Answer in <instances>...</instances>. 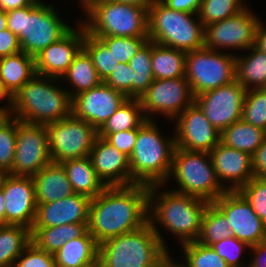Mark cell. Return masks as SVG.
<instances>
[{
  "instance_id": "cell-1",
  "label": "cell",
  "mask_w": 266,
  "mask_h": 267,
  "mask_svg": "<svg viewBox=\"0 0 266 267\" xmlns=\"http://www.w3.org/2000/svg\"><path fill=\"white\" fill-rule=\"evenodd\" d=\"M149 186L106 187L92 198L88 231L95 241H103L142 228L148 223Z\"/></svg>"
},
{
  "instance_id": "cell-2",
  "label": "cell",
  "mask_w": 266,
  "mask_h": 267,
  "mask_svg": "<svg viewBox=\"0 0 266 267\" xmlns=\"http://www.w3.org/2000/svg\"><path fill=\"white\" fill-rule=\"evenodd\" d=\"M160 186L162 187V185H151L148 191V223L156 232L160 242L166 249L168 248L162 234L157 230V224L174 233L181 244L196 241L200 234L202 217L209 202L172 190L157 195V188Z\"/></svg>"
},
{
  "instance_id": "cell-3",
  "label": "cell",
  "mask_w": 266,
  "mask_h": 267,
  "mask_svg": "<svg viewBox=\"0 0 266 267\" xmlns=\"http://www.w3.org/2000/svg\"><path fill=\"white\" fill-rule=\"evenodd\" d=\"M44 79V80H43ZM58 78L34 75L11 98L8 114L31 124L56 122L71 114L68 90L53 85Z\"/></svg>"
},
{
  "instance_id": "cell-4",
  "label": "cell",
  "mask_w": 266,
  "mask_h": 267,
  "mask_svg": "<svg viewBox=\"0 0 266 267\" xmlns=\"http://www.w3.org/2000/svg\"><path fill=\"white\" fill-rule=\"evenodd\" d=\"M155 121L146 120L139 128L129 156L131 185H164L172 167L175 138H164Z\"/></svg>"
},
{
  "instance_id": "cell-5",
  "label": "cell",
  "mask_w": 266,
  "mask_h": 267,
  "mask_svg": "<svg viewBox=\"0 0 266 267\" xmlns=\"http://www.w3.org/2000/svg\"><path fill=\"white\" fill-rule=\"evenodd\" d=\"M6 15L7 29L18 37L21 51L33 57L72 29L59 18L53 5L40 0Z\"/></svg>"
},
{
  "instance_id": "cell-6",
  "label": "cell",
  "mask_w": 266,
  "mask_h": 267,
  "mask_svg": "<svg viewBox=\"0 0 266 267\" xmlns=\"http://www.w3.org/2000/svg\"><path fill=\"white\" fill-rule=\"evenodd\" d=\"M167 255L168 249L147 223L100 243L98 263L100 267H156Z\"/></svg>"
},
{
  "instance_id": "cell-7",
  "label": "cell",
  "mask_w": 266,
  "mask_h": 267,
  "mask_svg": "<svg viewBox=\"0 0 266 267\" xmlns=\"http://www.w3.org/2000/svg\"><path fill=\"white\" fill-rule=\"evenodd\" d=\"M193 15L198 20H193ZM148 38L153 43L189 52L204 47V25L198 14L172 10L154 0L148 7Z\"/></svg>"
},
{
  "instance_id": "cell-8",
  "label": "cell",
  "mask_w": 266,
  "mask_h": 267,
  "mask_svg": "<svg viewBox=\"0 0 266 267\" xmlns=\"http://www.w3.org/2000/svg\"><path fill=\"white\" fill-rule=\"evenodd\" d=\"M172 176L179 186L172 191L195 196L209 203L227 191L217 179L210 152L189 151L176 147L169 174V177Z\"/></svg>"
},
{
  "instance_id": "cell-9",
  "label": "cell",
  "mask_w": 266,
  "mask_h": 267,
  "mask_svg": "<svg viewBox=\"0 0 266 267\" xmlns=\"http://www.w3.org/2000/svg\"><path fill=\"white\" fill-rule=\"evenodd\" d=\"M88 21L81 22L93 36H148L146 6L101 0L86 12Z\"/></svg>"
},
{
  "instance_id": "cell-10",
  "label": "cell",
  "mask_w": 266,
  "mask_h": 267,
  "mask_svg": "<svg viewBox=\"0 0 266 267\" xmlns=\"http://www.w3.org/2000/svg\"><path fill=\"white\" fill-rule=\"evenodd\" d=\"M209 48L186 52L185 77L193 96L235 80L236 56Z\"/></svg>"
},
{
  "instance_id": "cell-11",
  "label": "cell",
  "mask_w": 266,
  "mask_h": 267,
  "mask_svg": "<svg viewBox=\"0 0 266 267\" xmlns=\"http://www.w3.org/2000/svg\"><path fill=\"white\" fill-rule=\"evenodd\" d=\"M51 160L62 163L89 156L98 131L72 113L59 121L44 124Z\"/></svg>"
},
{
  "instance_id": "cell-12",
  "label": "cell",
  "mask_w": 266,
  "mask_h": 267,
  "mask_svg": "<svg viewBox=\"0 0 266 267\" xmlns=\"http://www.w3.org/2000/svg\"><path fill=\"white\" fill-rule=\"evenodd\" d=\"M51 162L44 125L23 122L17 118L15 157L8 174L32 177Z\"/></svg>"
},
{
  "instance_id": "cell-13",
  "label": "cell",
  "mask_w": 266,
  "mask_h": 267,
  "mask_svg": "<svg viewBox=\"0 0 266 267\" xmlns=\"http://www.w3.org/2000/svg\"><path fill=\"white\" fill-rule=\"evenodd\" d=\"M260 19L244 8L237 14L204 26V47L220 49H250L255 46L256 29Z\"/></svg>"
},
{
  "instance_id": "cell-14",
  "label": "cell",
  "mask_w": 266,
  "mask_h": 267,
  "mask_svg": "<svg viewBox=\"0 0 266 267\" xmlns=\"http://www.w3.org/2000/svg\"><path fill=\"white\" fill-rule=\"evenodd\" d=\"M139 100L146 119L152 120L151 114L154 113L175 119L194 103L195 97L186 77H179L154 79Z\"/></svg>"
},
{
  "instance_id": "cell-15",
  "label": "cell",
  "mask_w": 266,
  "mask_h": 267,
  "mask_svg": "<svg viewBox=\"0 0 266 267\" xmlns=\"http://www.w3.org/2000/svg\"><path fill=\"white\" fill-rule=\"evenodd\" d=\"M246 89L236 80L195 96L194 102L220 133L242 117Z\"/></svg>"
},
{
  "instance_id": "cell-16",
  "label": "cell",
  "mask_w": 266,
  "mask_h": 267,
  "mask_svg": "<svg viewBox=\"0 0 266 267\" xmlns=\"http://www.w3.org/2000/svg\"><path fill=\"white\" fill-rule=\"evenodd\" d=\"M213 203L227 217L232 236L249 246L266 240V224L238 191H226Z\"/></svg>"
},
{
  "instance_id": "cell-17",
  "label": "cell",
  "mask_w": 266,
  "mask_h": 267,
  "mask_svg": "<svg viewBox=\"0 0 266 267\" xmlns=\"http://www.w3.org/2000/svg\"><path fill=\"white\" fill-rule=\"evenodd\" d=\"M0 189L4 194L6 225L31 229L37 209L32 177L2 174Z\"/></svg>"
},
{
  "instance_id": "cell-18",
  "label": "cell",
  "mask_w": 266,
  "mask_h": 267,
  "mask_svg": "<svg viewBox=\"0 0 266 267\" xmlns=\"http://www.w3.org/2000/svg\"><path fill=\"white\" fill-rule=\"evenodd\" d=\"M127 99L125 94L102 82L74 96L71 113L98 131Z\"/></svg>"
},
{
  "instance_id": "cell-19",
  "label": "cell",
  "mask_w": 266,
  "mask_h": 267,
  "mask_svg": "<svg viewBox=\"0 0 266 267\" xmlns=\"http://www.w3.org/2000/svg\"><path fill=\"white\" fill-rule=\"evenodd\" d=\"M175 119L176 147L189 151L210 152L220 142L221 133L212 126L195 102Z\"/></svg>"
},
{
  "instance_id": "cell-20",
  "label": "cell",
  "mask_w": 266,
  "mask_h": 267,
  "mask_svg": "<svg viewBox=\"0 0 266 267\" xmlns=\"http://www.w3.org/2000/svg\"><path fill=\"white\" fill-rule=\"evenodd\" d=\"M59 41L50 44L35 56L36 74L53 78H62L74 58L83 49L85 27L77 25Z\"/></svg>"
},
{
  "instance_id": "cell-21",
  "label": "cell",
  "mask_w": 266,
  "mask_h": 267,
  "mask_svg": "<svg viewBox=\"0 0 266 267\" xmlns=\"http://www.w3.org/2000/svg\"><path fill=\"white\" fill-rule=\"evenodd\" d=\"M210 158L218 181L227 191H238L254 177L252 157L248 153L219 142L210 151ZM224 181L231 185L224 184Z\"/></svg>"
},
{
  "instance_id": "cell-22",
  "label": "cell",
  "mask_w": 266,
  "mask_h": 267,
  "mask_svg": "<svg viewBox=\"0 0 266 267\" xmlns=\"http://www.w3.org/2000/svg\"><path fill=\"white\" fill-rule=\"evenodd\" d=\"M89 157L97 177L106 187L131 185L129 157L105 138L97 136Z\"/></svg>"
},
{
  "instance_id": "cell-23",
  "label": "cell",
  "mask_w": 266,
  "mask_h": 267,
  "mask_svg": "<svg viewBox=\"0 0 266 267\" xmlns=\"http://www.w3.org/2000/svg\"><path fill=\"white\" fill-rule=\"evenodd\" d=\"M91 198L74 193L46 204H37L33 227H53L73 223H89Z\"/></svg>"
},
{
  "instance_id": "cell-24",
  "label": "cell",
  "mask_w": 266,
  "mask_h": 267,
  "mask_svg": "<svg viewBox=\"0 0 266 267\" xmlns=\"http://www.w3.org/2000/svg\"><path fill=\"white\" fill-rule=\"evenodd\" d=\"M37 204H46L74 194L61 163L51 162L32 176Z\"/></svg>"
},
{
  "instance_id": "cell-25",
  "label": "cell",
  "mask_w": 266,
  "mask_h": 267,
  "mask_svg": "<svg viewBox=\"0 0 266 267\" xmlns=\"http://www.w3.org/2000/svg\"><path fill=\"white\" fill-rule=\"evenodd\" d=\"M99 244L87 231L83 236L67 241L54 253L56 267H92L98 264Z\"/></svg>"
},
{
  "instance_id": "cell-26",
  "label": "cell",
  "mask_w": 266,
  "mask_h": 267,
  "mask_svg": "<svg viewBox=\"0 0 266 267\" xmlns=\"http://www.w3.org/2000/svg\"><path fill=\"white\" fill-rule=\"evenodd\" d=\"M34 75L35 57L21 51L0 58V82L11 98Z\"/></svg>"
},
{
  "instance_id": "cell-27",
  "label": "cell",
  "mask_w": 266,
  "mask_h": 267,
  "mask_svg": "<svg viewBox=\"0 0 266 267\" xmlns=\"http://www.w3.org/2000/svg\"><path fill=\"white\" fill-rule=\"evenodd\" d=\"M61 164L66 171L74 193L82 194L92 199L106 188L97 177L89 156L69 159Z\"/></svg>"
},
{
  "instance_id": "cell-28",
  "label": "cell",
  "mask_w": 266,
  "mask_h": 267,
  "mask_svg": "<svg viewBox=\"0 0 266 267\" xmlns=\"http://www.w3.org/2000/svg\"><path fill=\"white\" fill-rule=\"evenodd\" d=\"M88 223H73L53 227H32L31 242L40 250L56 253L67 241L83 236Z\"/></svg>"
},
{
  "instance_id": "cell-29",
  "label": "cell",
  "mask_w": 266,
  "mask_h": 267,
  "mask_svg": "<svg viewBox=\"0 0 266 267\" xmlns=\"http://www.w3.org/2000/svg\"><path fill=\"white\" fill-rule=\"evenodd\" d=\"M151 66L154 79L185 77L186 52L151 41Z\"/></svg>"
},
{
  "instance_id": "cell-30",
  "label": "cell",
  "mask_w": 266,
  "mask_h": 267,
  "mask_svg": "<svg viewBox=\"0 0 266 267\" xmlns=\"http://www.w3.org/2000/svg\"><path fill=\"white\" fill-rule=\"evenodd\" d=\"M248 50L252 51L248 56H236L235 80L246 90L253 86L254 89H261L266 83V53L255 46Z\"/></svg>"
},
{
  "instance_id": "cell-31",
  "label": "cell",
  "mask_w": 266,
  "mask_h": 267,
  "mask_svg": "<svg viewBox=\"0 0 266 267\" xmlns=\"http://www.w3.org/2000/svg\"><path fill=\"white\" fill-rule=\"evenodd\" d=\"M266 137V131L244 122L236 121L221 132L220 142L227 147L253 155Z\"/></svg>"
},
{
  "instance_id": "cell-32",
  "label": "cell",
  "mask_w": 266,
  "mask_h": 267,
  "mask_svg": "<svg viewBox=\"0 0 266 267\" xmlns=\"http://www.w3.org/2000/svg\"><path fill=\"white\" fill-rule=\"evenodd\" d=\"M63 78L69 80L71 86L73 85L74 91L68 90L71 99L79 93L90 90L103 82L93 65L91 57L84 49L74 58L61 80Z\"/></svg>"
},
{
  "instance_id": "cell-33",
  "label": "cell",
  "mask_w": 266,
  "mask_h": 267,
  "mask_svg": "<svg viewBox=\"0 0 266 267\" xmlns=\"http://www.w3.org/2000/svg\"><path fill=\"white\" fill-rule=\"evenodd\" d=\"M146 120L139 98H128L98 130V136L106 138L115 132L136 129Z\"/></svg>"
},
{
  "instance_id": "cell-34",
  "label": "cell",
  "mask_w": 266,
  "mask_h": 267,
  "mask_svg": "<svg viewBox=\"0 0 266 267\" xmlns=\"http://www.w3.org/2000/svg\"><path fill=\"white\" fill-rule=\"evenodd\" d=\"M31 243V229L21 225H0V267H13Z\"/></svg>"
},
{
  "instance_id": "cell-35",
  "label": "cell",
  "mask_w": 266,
  "mask_h": 267,
  "mask_svg": "<svg viewBox=\"0 0 266 267\" xmlns=\"http://www.w3.org/2000/svg\"><path fill=\"white\" fill-rule=\"evenodd\" d=\"M232 236L231 225L225 214L212 202L206 207L201 230L196 242L211 246L215 242Z\"/></svg>"
},
{
  "instance_id": "cell-36",
  "label": "cell",
  "mask_w": 266,
  "mask_h": 267,
  "mask_svg": "<svg viewBox=\"0 0 266 267\" xmlns=\"http://www.w3.org/2000/svg\"><path fill=\"white\" fill-rule=\"evenodd\" d=\"M133 73V98H140L154 80L151 66V41L148 40L130 59Z\"/></svg>"
},
{
  "instance_id": "cell-37",
  "label": "cell",
  "mask_w": 266,
  "mask_h": 267,
  "mask_svg": "<svg viewBox=\"0 0 266 267\" xmlns=\"http://www.w3.org/2000/svg\"><path fill=\"white\" fill-rule=\"evenodd\" d=\"M83 49L89 54L99 77L104 81L118 66L115 56L108 46L98 37L86 32Z\"/></svg>"
},
{
  "instance_id": "cell-38",
  "label": "cell",
  "mask_w": 266,
  "mask_h": 267,
  "mask_svg": "<svg viewBox=\"0 0 266 267\" xmlns=\"http://www.w3.org/2000/svg\"><path fill=\"white\" fill-rule=\"evenodd\" d=\"M17 118L7 114L0 122V173L12 170L15 157Z\"/></svg>"
},
{
  "instance_id": "cell-39",
  "label": "cell",
  "mask_w": 266,
  "mask_h": 267,
  "mask_svg": "<svg viewBox=\"0 0 266 267\" xmlns=\"http://www.w3.org/2000/svg\"><path fill=\"white\" fill-rule=\"evenodd\" d=\"M186 264L183 267H230L211 246L196 241L182 244Z\"/></svg>"
},
{
  "instance_id": "cell-40",
  "label": "cell",
  "mask_w": 266,
  "mask_h": 267,
  "mask_svg": "<svg viewBox=\"0 0 266 267\" xmlns=\"http://www.w3.org/2000/svg\"><path fill=\"white\" fill-rule=\"evenodd\" d=\"M242 0H202L198 18L202 24L209 25L221 21L243 10Z\"/></svg>"
},
{
  "instance_id": "cell-41",
  "label": "cell",
  "mask_w": 266,
  "mask_h": 267,
  "mask_svg": "<svg viewBox=\"0 0 266 267\" xmlns=\"http://www.w3.org/2000/svg\"><path fill=\"white\" fill-rule=\"evenodd\" d=\"M241 119L266 131V92L263 89L246 91Z\"/></svg>"
},
{
  "instance_id": "cell-42",
  "label": "cell",
  "mask_w": 266,
  "mask_h": 267,
  "mask_svg": "<svg viewBox=\"0 0 266 267\" xmlns=\"http://www.w3.org/2000/svg\"><path fill=\"white\" fill-rule=\"evenodd\" d=\"M100 38L112 51L118 63H128L139 49L149 40L148 36H95Z\"/></svg>"
},
{
  "instance_id": "cell-43",
  "label": "cell",
  "mask_w": 266,
  "mask_h": 267,
  "mask_svg": "<svg viewBox=\"0 0 266 267\" xmlns=\"http://www.w3.org/2000/svg\"><path fill=\"white\" fill-rule=\"evenodd\" d=\"M238 192L251 205L254 212L266 224V178L253 177Z\"/></svg>"
},
{
  "instance_id": "cell-44",
  "label": "cell",
  "mask_w": 266,
  "mask_h": 267,
  "mask_svg": "<svg viewBox=\"0 0 266 267\" xmlns=\"http://www.w3.org/2000/svg\"><path fill=\"white\" fill-rule=\"evenodd\" d=\"M211 247L230 267H248V265H242V261L240 259L244 249H246V247L248 249L250 248L247 243L238 240L234 236H230L215 242L211 245Z\"/></svg>"
},
{
  "instance_id": "cell-45",
  "label": "cell",
  "mask_w": 266,
  "mask_h": 267,
  "mask_svg": "<svg viewBox=\"0 0 266 267\" xmlns=\"http://www.w3.org/2000/svg\"><path fill=\"white\" fill-rule=\"evenodd\" d=\"M13 267H56L54 255L38 249L32 242L19 255Z\"/></svg>"
},
{
  "instance_id": "cell-46",
  "label": "cell",
  "mask_w": 266,
  "mask_h": 267,
  "mask_svg": "<svg viewBox=\"0 0 266 267\" xmlns=\"http://www.w3.org/2000/svg\"><path fill=\"white\" fill-rule=\"evenodd\" d=\"M133 73L128 63H119L103 82L128 98H133Z\"/></svg>"
},
{
  "instance_id": "cell-47",
  "label": "cell",
  "mask_w": 266,
  "mask_h": 267,
  "mask_svg": "<svg viewBox=\"0 0 266 267\" xmlns=\"http://www.w3.org/2000/svg\"><path fill=\"white\" fill-rule=\"evenodd\" d=\"M138 134V128L109 134L105 139L120 152L130 156Z\"/></svg>"
},
{
  "instance_id": "cell-48",
  "label": "cell",
  "mask_w": 266,
  "mask_h": 267,
  "mask_svg": "<svg viewBox=\"0 0 266 267\" xmlns=\"http://www.w3.org/2000/svg\"><path fill=\"white\" fill-rule=\"evenodd\" d=\"M21 52L18 37L9 29L0 31V58Z\"/></svg>"
},
{
  "instance_id": "cell-49",
  "label": "cell",
  "mask_w": 266,
  "mask_h": 267,
  "mask_svg": "<svg viewBox=\"0 0 266 267\" xmlns=\"http://www.w3.org/2000/svg\"><path fill=\"white\" fill-rule=\"evenodd\" d=\"M251 157L254 177L266 178V137Z\"/></svg>"
},
{
  "instance_id": "cell-50",
  "label": "cell",
  "mask_w": 266,
  "mask_h": 267,
  "mask_svg": "<svg viewBox=\"0 0 266 267\" xmlns=\"http://www.w3.org/2000/svg\"><path fill=\"white\" fill-rule=\"evenodd\" d=\"M168 8L176 11L198 14L202 0H160Z\"/></svg>"
},
{
  "instance_id": "cell-51",
  "label": "cell",
  "mask_w": 266,
  "mask_h": 267,
  "mask_svg": "<svg viewBox=\"0 0 266 267\" xmlns=\"http://www.w3.org/2000/svg\"><path fill=\"white\" fill-rule=\"evenodd\" d=\"M254 256L248 267H266V240L250 246Z\"/></svg>"
},
{
  "instance_id": "cell-52",
  "label": "cell",
  "mask_w": 266,
  "mask_h": 267,
  "mask_svg": "<svg viewBox=\"0 0 266 267\" xmlns=\"http://www.w3.org/2000/svg\"><path fill=\"white\" fill-rule=\"evenodd\" d=\"M35 0H0V9L10 11L31 5Z\"/></svg>"
},
{
  "instance_id": "cell-53",
  "label": "cell",
  "mask_w": 266,
  "mask_h": 267,
  "mask_svg": "<svg viewBox=\"0 0 266 267\" xmlns=\"http://www.w3.org/2000/svg\"><path fill=\"white\" fill-rule=\"evenodd\" d=\"M255 47L261 52L266 53V28H264L261 21L256 29Z\"/></svg>"
},
{
  "instance_id": "cell-54",
  "label": "cell",
  "mask_w": 266,
  "mask_h": 267,
  "mask_svg": "<svg viewBox=\"0 0 266 267\" xmlns=\"http://www.w3.org/2000/svg\"><path fill=\"white\" fill-rule=\"evenodd\" d=\"M108 1L146 6L148 8L154 0H108Z\"/></svg>"
},
{
  "instance_id": "cell-55",
  "label": "cell",
  "mask_w": 266,
  "mask_h": 267,
  "mask_svg": "<svg viewBox=\"0 0 266 267\" xmlns=\"http://www.w3.org/2000/svg\"><path fill=\"white\" fill-rule=\"evenodd\" d=\"M0 225H6L5 201L3 191L0 189Z\"/></svg>"
},
{
  "instance_id": "cell-56",
  "label": "cell",
  "mask_w": 266,
  "mask_h": 267,
  "mask_svg": "<svg viewBox=\"0 0 266 267\" xmlns=\"http://www.w3.org/2000/svg\"><path fill=\"white\" fill-rule=\"evenodd\" d=\"M156 267H183V266L182 264H175L170 255H167Z\"/></svg>"
},
{
  "instance_id": "cell-57",
  "label": "cell",
  "mask_w": 266,
  "mask_h": 267,
  "mask_svg": "<svg viewBox=\"0 0 266 267\" xmlns=\"http://www.w3.org/2000/svg\"><path fill=\"white\" fill-rule=\"evenodd\" d=\"M80 4L85 11V13L96 3H98L101 0H80Z\"/></svg>"
},
{
  "instance_id": "cell-58",
  "label": "cell",
  "mask_w": 266,
  "mask_h": 267,
  "mask_svg": "<svg viewBox=\"0 0 266 267\" xmlns=\"http://www.w3.org/2000/svg\"><path fill=\"white\" fill-rule=\"evenodd\" d=\"M7 29V15L6 11L0 9V31Z\"/></svg>"
},
{
  "instance_id": "cell-59",
  "label": "cell",
  "mask_w": 266,
  "mask_h": 267,
  "mask_svg": "<svg viewBox=\"0 0 266 267\" xmlns=\"http://www.w3.org/2000/svg\"><path fill=\"white\" fill-rule=\"evenodd\" d=\"M5 99L8 101L9 110L11 106V97L7 94V92L4 90L2 83L0 82V100Z\"/></svg>"
},
{
  "instance_id": "cell-60",
  "label": "cell",
  "mask_w": 266,
  "mask_h": 267,
  "mask_svg": "<svg viewBox=\"0 0 266 267\" xmlns=\"http://www.w3.org/2000/svg\"><path fill=\"white\" fill-rule=\"evenodd\" d=\"M9 109L6 107H0V122L2 121V119L8 114Z\"/></svg>"
},
{
  "instance_id": "cell-61",
  "label": "cell",
  "mask_w": 266,
  "mask_h": 267,
  "mask_svg": "<svg viewBox=\"0 0 266 267\" xmlns=\"http://www.w3.org/2000/svg\"><path fill=\"white\" fill-rule=\"evenodd\" d=\"M261 89H263L266 92V83Z\"/></svg>"
},
{
  "instance_id": "cell-62",
  "label": "cell",
  "mask_w": 266,
  "mask_h": 267,
  "mask_svg": "<svg viewBox=\"0 0 266 267\" xmlns=\"http://www.w3.org/2000/svg\"><path fill=\"white\" fill-rule=\"evenodd\" d=\"M1 180H2V173H0V183H1Z\"/></svg>"
}]
</instances>
